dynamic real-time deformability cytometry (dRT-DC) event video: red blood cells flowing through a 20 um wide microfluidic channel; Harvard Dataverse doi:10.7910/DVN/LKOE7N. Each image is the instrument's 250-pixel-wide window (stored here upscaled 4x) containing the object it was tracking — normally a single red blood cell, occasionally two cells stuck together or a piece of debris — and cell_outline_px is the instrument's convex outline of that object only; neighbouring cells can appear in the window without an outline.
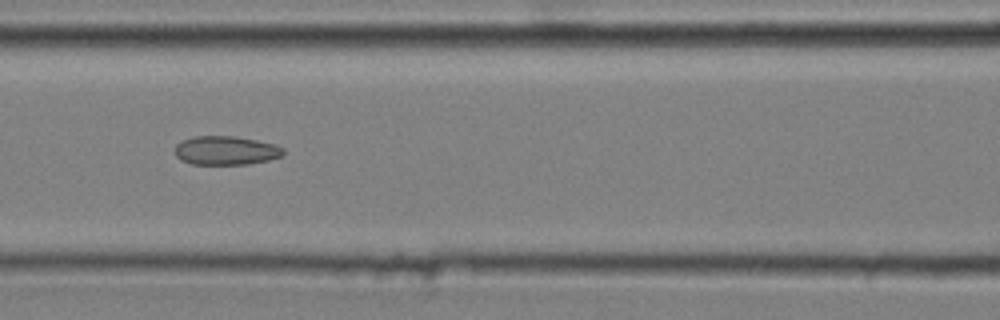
{"species": "common noctule bat (a hibernating species)", "species_latin": "Nyctalus noctula", "temperature_condition": "cold", "stored_images_in_passage": 10, "camera_frame_rate_fps": 3000, "um_per_image_px": 0.085, "animal": {"sex": "male", "body_mass_g": 20.4}, "frame": {"image": 1, "passage_image": 6, "time_ms": 1.667, "image_size_px": [1000, 320], "cell_outline_px": [[284, 152], [280, 156], [268, 160], [248, 164], [192, 164], [180, 160], [176, 156], [176, 144], [192, 136], [236, 136], [256, 140], [272, 144], [284, 148]], "centroid_in_image_um": [19.18, 12.79], "position_along_channel_um": 147.4, "area_um2": 18.09}}
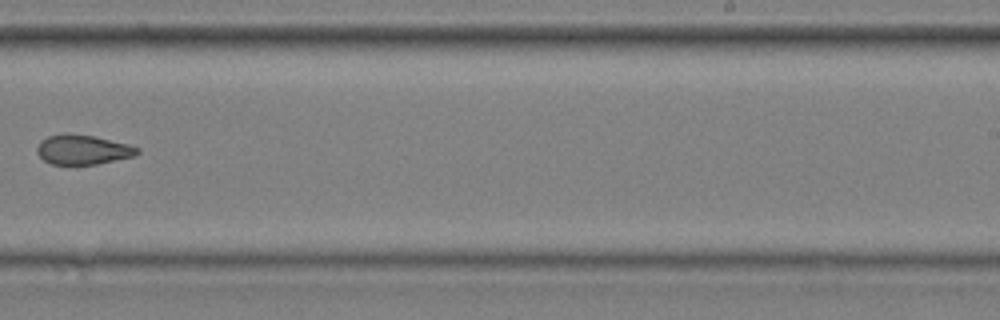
{"frame": {"image": 2, "passage_image": 9, "time_ms": 2.667, "image_size_px": [1000, 320], "cell_outline_px": [[140, 152], [136, 156], [96, 164], [52, 164], [44, 160], [36, 152], [36, 148], [40, 140], [48, 136], [68, 132], [92, 136], [128, 144], [140, 148]], "centroid_in_image_um": [7.03, 12.71], "position_along_channel_um": 282.0, "area_um2": 17.4}}
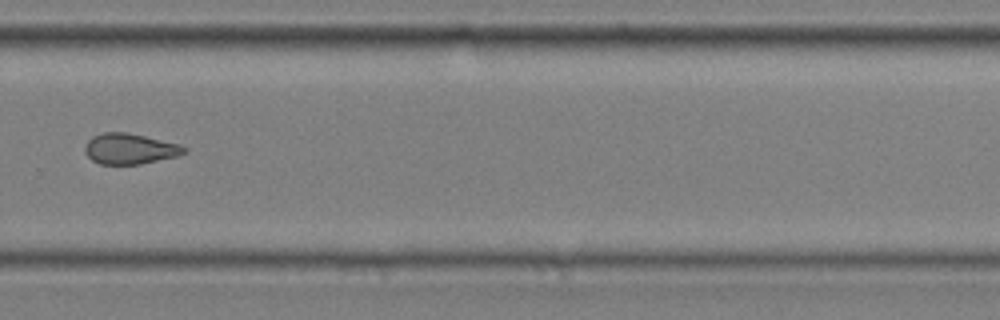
{"frame": {"image": 3, "passage_image": 10, "time_ms": 3.0, "image_size_px": [1000, 320], "cell_outline_px": [[188, 148], [184, 152], [176, 156], [140, 164], [100, 164], [92, 160], [84, 152], [84, 148], [88, 140], [92, 136], [104, 132], [128, 132], [180, 144]], "centroid_in_image_um": [11.01, 12.64], "position_along_channel_um": 318.8, "area_um2": 17.69}}